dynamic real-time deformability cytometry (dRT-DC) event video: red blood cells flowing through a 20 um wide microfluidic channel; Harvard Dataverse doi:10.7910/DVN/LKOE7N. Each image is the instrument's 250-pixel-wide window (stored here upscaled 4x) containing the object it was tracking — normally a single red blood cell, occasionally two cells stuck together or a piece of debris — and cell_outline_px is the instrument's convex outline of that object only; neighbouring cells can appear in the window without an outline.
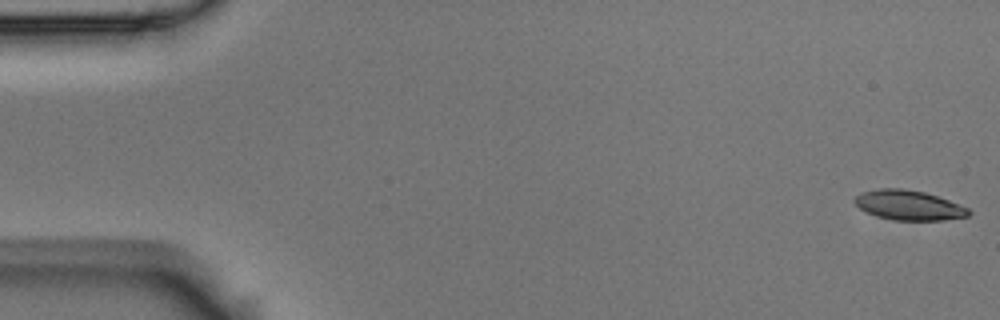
{"species": "Egyptian fruit bat (a non-hibernating species)", "species_latin": "Rousettus aegyptiacus", "temperature_condition": "room temperature", "stored_images_in_passage": 6, "camera_frame_rate_fps": 3000, "um_per_image_px": 0.085, "animal": {"sex": "male"}, "frame": {"image": 1, "passage_image": 1, "time_ms": 0.0, "image_size_px": [1000, 320], "cell_outline_px": [[972, 212], [968, 216], [944, 220], [892, 220], [876, 216], [860, 208], [852, 200], [860, 192], [880, 188], [904, 188], [924, 192], [948, 200], [968, 208]], "centroid_in_image_um": [77.22, 17.44], "position_along_channel_um": 7.8, "area_um2": 19.77}}